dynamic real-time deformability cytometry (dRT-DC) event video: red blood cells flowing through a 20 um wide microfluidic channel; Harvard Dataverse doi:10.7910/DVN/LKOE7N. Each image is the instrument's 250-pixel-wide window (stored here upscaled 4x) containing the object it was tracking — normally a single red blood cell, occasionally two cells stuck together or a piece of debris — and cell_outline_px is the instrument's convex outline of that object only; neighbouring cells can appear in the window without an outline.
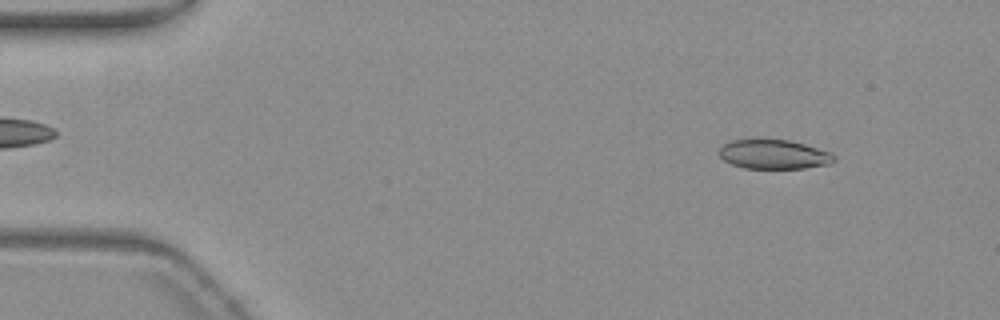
{"species": "common noctule bat (a hibernating species)", "species_latin": "Nyctalus noctula", "temperature_condition": "warm", "stored_images_in_passage": 55, "camera_frame_rate_fps": 3000, "um_per_image_px": 0.085, "animal": {"sex": "female", "body_mass_g": 19.3, "forearm_length_mm": 54.1}, "frame": {"image": 1, "passage_image": 6, "time_ms": 1.667, "image_size_px": [1000, 320], "cell_outline_px": [[836, 160], [828, 164], [804, 168], [744, 168], [732, 164], [724, 160], [720, 156], [720, 148], [724, 144], [732, 140], [788, 140], [804, 144], [828, 152], [836, 156]], "centroid_in_image_um": [65.77, 13.13], "position_along_channel_um": 19.2, "area_um2": 19.25}}
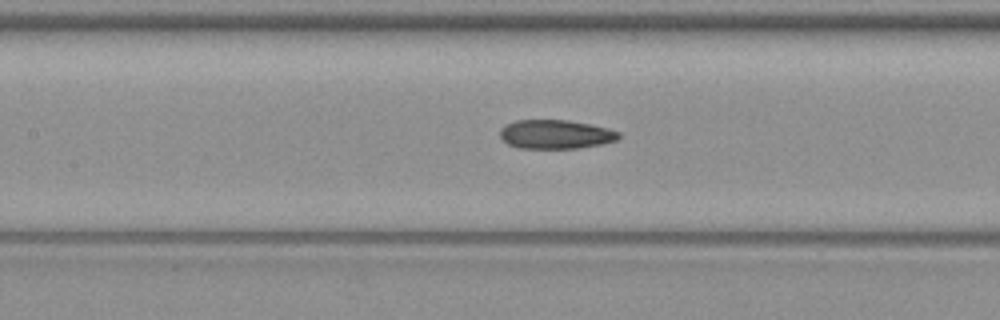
{"frame": {"image": 2, "passage_image": 25, "time_ms": 8.0, "image_size_px": [1000, 320], "cell_outline_px": [[620, 136], [616, 140], [600, 144], [580, 148], [520, 148], [508, 144], [500, 136], [500, 128], [516, 120], [568, 120], [592, 124], [608, 128], [620, 132]], "centroid_in_image_um": [47.24, 11.41], "position_along_channel_um": 160.2, "area_um2": 20.0}}
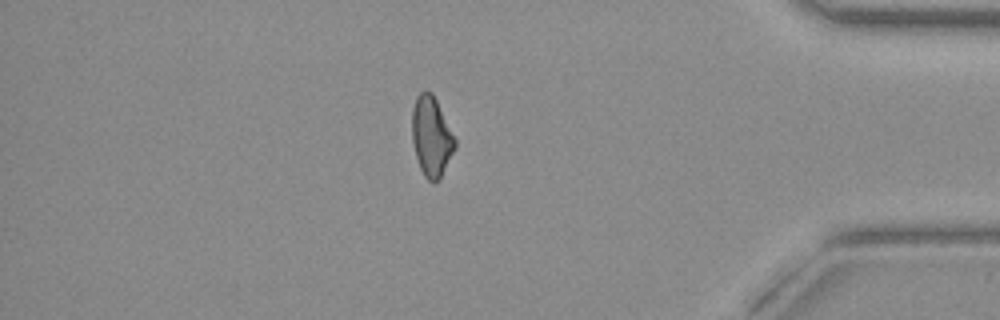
{"frame": {"image": 3, "passage_image": 47, "time_ms": 15.333, "image_size_px": [1000, 320], "cell_outline_px": [[456, 148], [440, 180], [432, 184], [424, 176], [420, 168], [416, 156], [412, 140], [412, 108], [416, 96], [420, 92], [432, 92], [456, 140]], "centroid_in_image_um": [36.67, 11.65], "position_along_channel_um": 398.5, "area_um2": 20.06}, "authors_computed_cell_mechanics": {"area_um2": 20.4034, "velocity_mm_per_s": 3.7469, "shape_relaxation_time_tau1_ms": null, "shape_relaxation_time_tau2_ms": 3.1779, "deformation_change_tau1": null, "deformation_change_tau2": 0.0911}}